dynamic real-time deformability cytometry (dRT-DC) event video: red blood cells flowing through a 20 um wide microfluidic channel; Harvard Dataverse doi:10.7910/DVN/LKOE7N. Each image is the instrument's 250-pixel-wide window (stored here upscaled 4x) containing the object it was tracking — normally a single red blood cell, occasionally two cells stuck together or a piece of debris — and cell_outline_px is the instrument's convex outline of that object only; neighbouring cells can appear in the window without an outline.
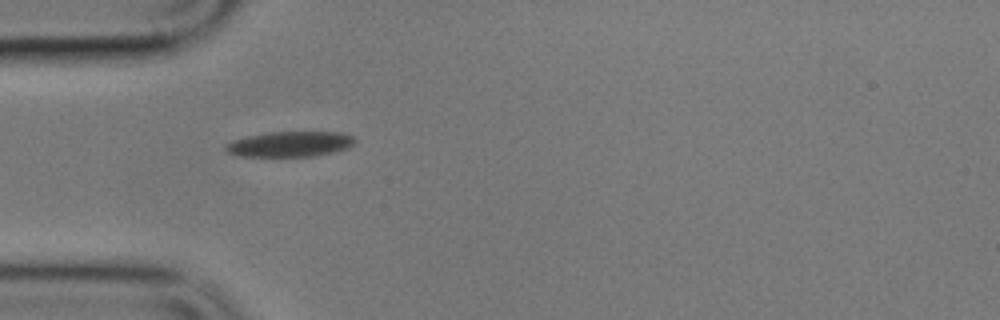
{"species": "common noctule bat (a hibernating species)", "species_latin": "Nyctalus noctula", "temperature_condition": "cold", "stored_images_in_passage": 2, "camera_frame_rate_fps": 3000, "um_per_image_px": 0.085, "animal": {"sex": "male", "body_mass_g": 17.9}, "frame": {"image": 1, "passage_image": 1, "time_ms": 0.0, "image_size_px": [1000, 320], "cell_outline_px": [[356, 140], [348, 148], [332, 152], [312, 156], [240, 156], [228, 152], [224, 148], [224, 144], [232, 140], [248, 136], [268, 132], [340, 132], [352, 136]], "centroid_in_image_um": [24.62, 12.24], "position_along_channel_um": 60.4, "area_um2": 18.96}}
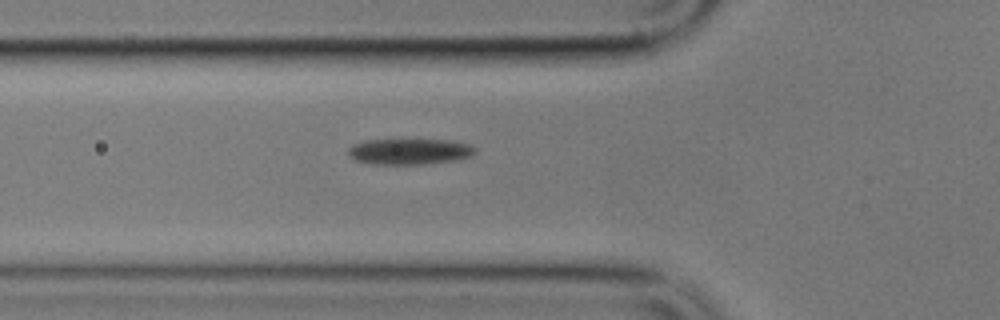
{"frame": {"image": 2, "passage_image": 2, "time_ms": 1.0, "image_size_px": [1000, 320], "cell_outline_px": [[476, 152], [468, 156], [452, 160], [424, 164], [372, 164], [356, 160], [348, 156], [348, 148], [352, 144], [364, 140], [452, 140], [468, 144], [476, 148]], "centroid_in_image_um": [34.75, 12.87], "position_along_channel_um": 91.1, "area_um2": 19.02}}